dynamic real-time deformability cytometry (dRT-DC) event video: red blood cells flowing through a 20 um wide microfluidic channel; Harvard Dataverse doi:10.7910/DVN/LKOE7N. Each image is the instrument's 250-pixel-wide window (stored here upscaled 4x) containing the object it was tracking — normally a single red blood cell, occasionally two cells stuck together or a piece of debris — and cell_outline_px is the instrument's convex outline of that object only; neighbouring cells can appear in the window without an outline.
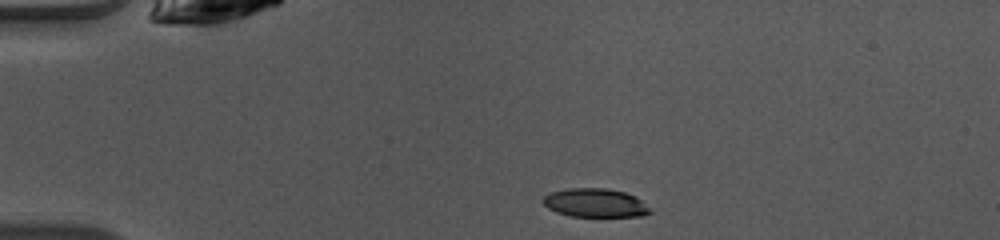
{"species": "common noctule bat (a hibernating species)", "species_latin": "Nyctalus noctula", "temperature_condition": "warm", "stored_images_in_passage": 39, "camera_frame_rate_fps": 3000, "um_per_image_px": 0.085, "animal": {"sex": "female", "body_mass_g": 10.0, "forearm_length_mm": 53.1}, "frame": {"image": 1, "passage_image": 1, "time_ms": 0.0, "image_size_px": [1000, 240], "cell_outline_px": [[652, 212], [640, 216], [572, 216], [556, 212], [548, 208], [540, 200], [548, 192], [568, 188], [604, 188], [624, 192], [636, 196]], "centroid_in_image_um": [50.52, 17.23], "position_along_channel_um": 34.5, "area_um2": 17.8}}
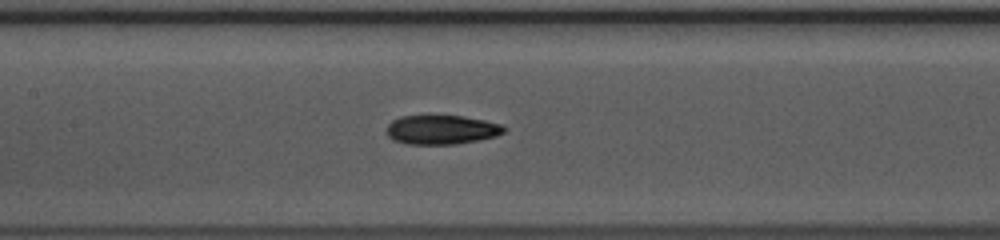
{"frame": {"image": 2, "passage_image": 14, "time_ms": 4.333, "image_size_px": [1000, 240], "cell_outline_px": [[508, 128], [504, 132], [496, 136], [480, 140], [456, 144], [408, 144], [392, 140], [388, 136], [388, 124], [392, 120], [400, 116], [464, 116], [484, 120], [500, 124]], "centroid_in_image_um": [37.55, 11.03], "position_along_channel_um": 169.8, "area_um2": 20.0}}
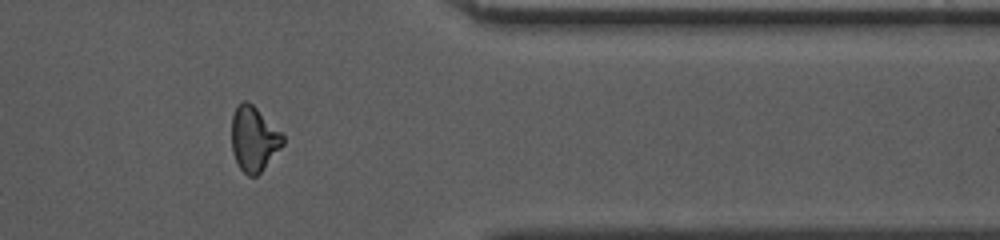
{"frame": {"image": 3, "passage_image": 31, "time_ms": 10.0, "image_size_px": [1000, 240], "cell_outline_px": [[284, 144], [260, 172], [256, 176], [248, 176], [240, 168], [232, 152], [232, 116], [236, 108], [244, 100], [248, 100], [284, 132]], "centroid_in_image_um": [21.61, 11.78], "position_along_channel_um": 389.8, "area_um2": 19.48}, "authors_computed_cell_mechanics": {"area_um2": 19.5364, "velocity_mm_per_s": 4.0923, "shape_relaxation_time_tau1_ms": 3.302, "shape_relaxation_time_tau2_ms": 3.6049, "deformation_change_tau1": 0.1438, "deformation_change_tau2": 0.1085}}